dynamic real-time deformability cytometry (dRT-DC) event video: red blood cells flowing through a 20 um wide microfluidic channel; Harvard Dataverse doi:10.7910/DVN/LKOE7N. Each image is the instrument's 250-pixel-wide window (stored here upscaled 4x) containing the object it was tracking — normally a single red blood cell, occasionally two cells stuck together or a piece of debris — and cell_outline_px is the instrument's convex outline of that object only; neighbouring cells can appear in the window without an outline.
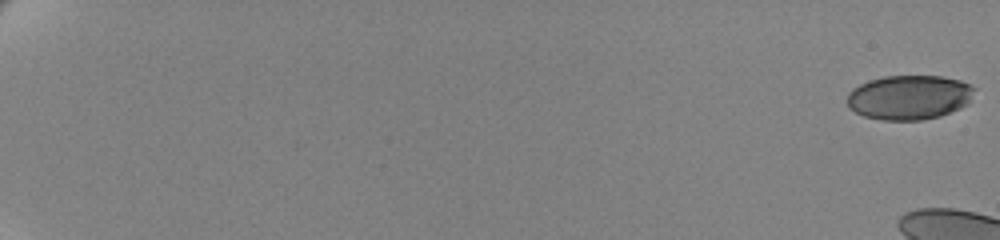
{"species": "human", "species_latin": "Homo sapiens", "temperature_condition": "cold", "stored_images_in_passage": 19, "camera_frame_rate_fps": 3000, "um_per_image_px": 0.085, "donor": {"sex": "female"}, "frame": {"image": 1, "passage_image": 1, "time_ms": 0.0, "image_size_px": [1000, 240], "cell_outline_px": [[976, 88], [968, 104], [960, 108], [940, 116], [924, 120], [884, 120], [864, 116], [848, 108], [848, 92], [852, 88], [868, 80], [884, 76], [940, 76], [960, 80], [972, 84]], "centroid_in_image_um": [77.3, 8.27], "position_along_channel_um": 7.7, "area_um2": 33.23}}